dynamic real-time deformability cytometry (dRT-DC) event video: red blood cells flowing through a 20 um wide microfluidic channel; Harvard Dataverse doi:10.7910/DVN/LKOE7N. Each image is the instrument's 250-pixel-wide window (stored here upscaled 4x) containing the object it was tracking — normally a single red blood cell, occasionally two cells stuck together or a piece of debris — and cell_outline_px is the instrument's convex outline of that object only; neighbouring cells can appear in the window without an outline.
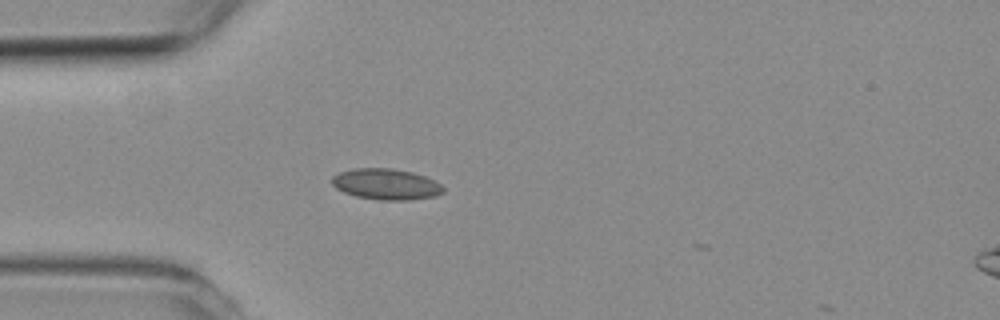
{"species": "common noctule bat (a hibernating species)", "species_latin": "Nyctalus noctula", "temperature_condition": "room temperature", "stored_images_in_passage": 2, "camera_frame_rate_fps": 3000, "um_per_image_px": 0.085, "animal": {"sex": "female", "body_mass_g": 19.3, "forearm_length_mm": 54.1}, "frame": {"image": 1, "passage_image": 1, "time_ms": 0.0, "image_size_px": [1000, 320], "cell_outline_px": [[444, 192], [436, 196], [408, 200], [376, 200], [356, 196], [344, 192], [336, 188], [332, 184], [332, 176], [340, 172], [356, 168], [392, 168], [412, 172], [424, 176], [440, 184], [444, 188]], "centroid_in_image_um": [32.81, 15.66], "position_along_channel_um": 52.2, "area_um2": 20.06}}